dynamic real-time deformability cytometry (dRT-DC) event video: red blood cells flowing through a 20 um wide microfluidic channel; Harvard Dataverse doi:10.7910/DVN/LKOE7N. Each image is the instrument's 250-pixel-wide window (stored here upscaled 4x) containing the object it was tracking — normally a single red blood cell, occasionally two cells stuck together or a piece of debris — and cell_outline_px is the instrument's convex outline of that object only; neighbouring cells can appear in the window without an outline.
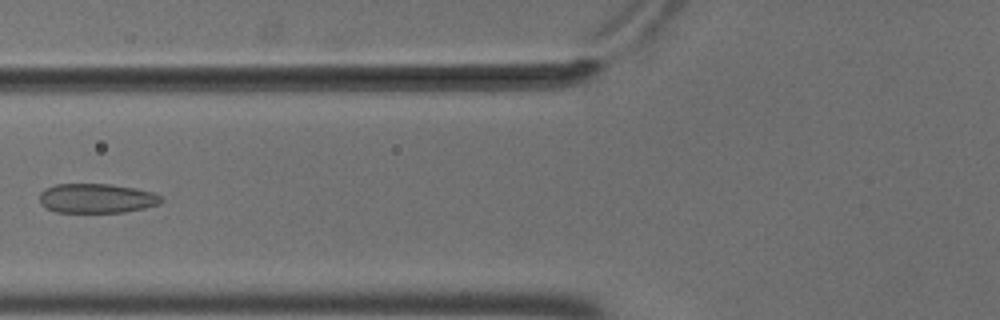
{"species": "common noctule bat (a hibernating species)", "species_latin": "Nyctalus noctula", "temperature_condition": "cold", "stored_images_in_passage": 3, "camera_frame_rate_fps": 3000, "um_per_image_px": 0.085, "animal": {"sex": "male", "body_mass_g": 18.8}, "frame": {"image": 1, "passage_image": 2, "time_ms": 0.333, "image_size_px": [1000, 320], "cell_outline_px": [[164, 200], [160, 204], [144, 208], [124, 212], [56, 212], [40, 204], [40, 192], [44, 188], [56, 184], [108, 184], [132, 188], [152, 192], [160, 196]], "centroid_in_image_um": [8.2, 16.86], "position_along_channel_um": 117.6, "area_um2": 20.81}}
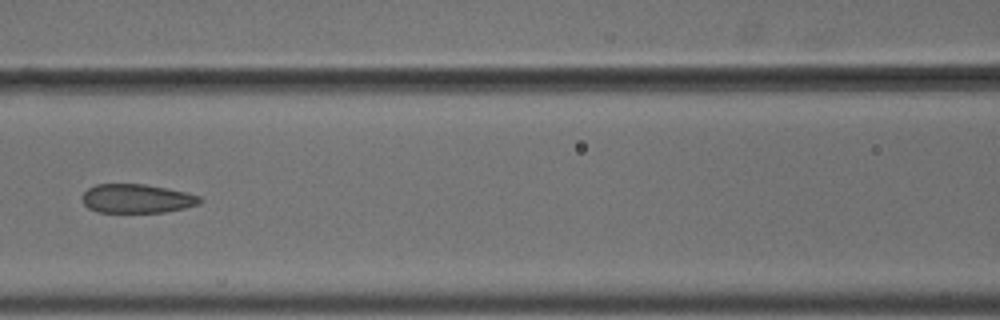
{"frame": {"image": 2, "passage_image": 3, "time_ms": 0.667, "image_size_px": [1000, 320], "cell_outline_px": [[204, 200], [200, 204], [184, 208], [164, 212], [100, 212], [88, 208], [84, 204], [84, 192], [88, 188], [96, 184], [144, 184], [168, 188], [188, 192], [200, 196]], "centroid_in_image_um": [11.69, 16.87], "position_along_channel_um": 154.9, "area_um2": 19.88}}